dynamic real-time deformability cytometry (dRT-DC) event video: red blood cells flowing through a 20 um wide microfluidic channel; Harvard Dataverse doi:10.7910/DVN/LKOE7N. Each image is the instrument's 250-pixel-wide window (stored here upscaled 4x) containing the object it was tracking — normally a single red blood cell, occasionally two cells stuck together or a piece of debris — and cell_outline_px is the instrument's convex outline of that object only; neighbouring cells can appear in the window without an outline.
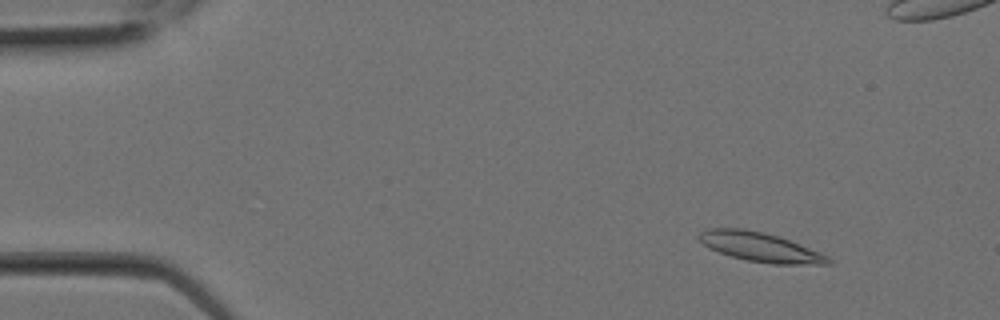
{"species": "Egyptian fruit bat (a non-hibernating species)", "species_latin": "Rousettus aegyptiacus", "temperature_condition": "room temperature", "stored_images_in_passage": 2, "camera_frame_rate_fps": 3000, "um_per_image_px": 0.085, "animal": {"sex": "female"}, "frame": {"image": 1, "passage_image": 2, "time_ms": 0.333, "image_size_px": [1000, 320], "cell_outline_px": [[832, 264], [772, 264], [748, 260], [732, 256], [720, 252], [704, 244], [696, 236], [700, 232], [708, 228], [744, 228], [764, 232], [780, 236], [820, 252], [828, 256], [832, 260]], "centroid_in_image_um": [64.65, 20.98], "position_along_channel_um": 20.4, "area_um2": 21.96}}